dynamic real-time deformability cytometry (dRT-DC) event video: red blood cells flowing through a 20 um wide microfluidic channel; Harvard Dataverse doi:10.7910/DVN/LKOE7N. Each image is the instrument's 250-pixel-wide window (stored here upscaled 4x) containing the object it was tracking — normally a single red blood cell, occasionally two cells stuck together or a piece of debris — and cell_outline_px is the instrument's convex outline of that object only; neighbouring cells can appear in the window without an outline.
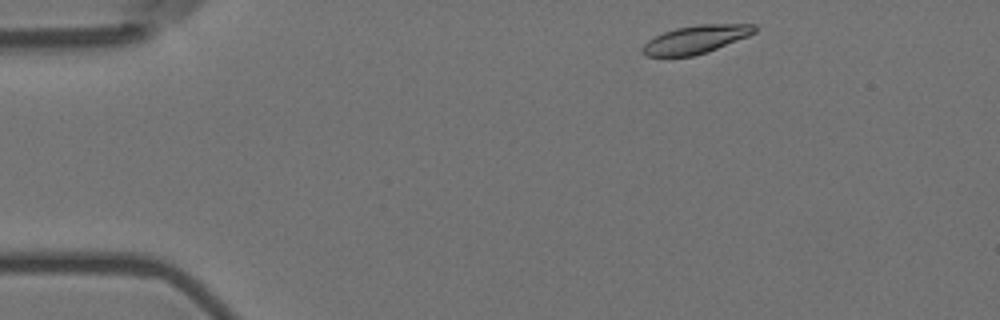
{"species": "Egyptian fruit bat (a non-hibernating species)", "species_latin": "Rousettus aegyptiacus", "temperature_condition": "room temperature", "stored_images_in_passage": 50, "camera_frame_rate_fps": 3000, "um_per_image_px": 0.085, "animal": {"sex": "female"}, "frame": {"image": 1, "passage_image": 2, "time_ms": 0.333, "image_size_px": [1000, 320], "cell_outline_px": [[756, 32], [748, 36], [708, 52], [692, 56], [644, 56], [640, 52], [640, 48], [648, 40], [664, 32], [676, 28], [700, 24], [756, 24]], "centroid_in_image_um": [59.13, 3.35], "position_along_channel_um": 25.9, "area_um2": 18.38}}
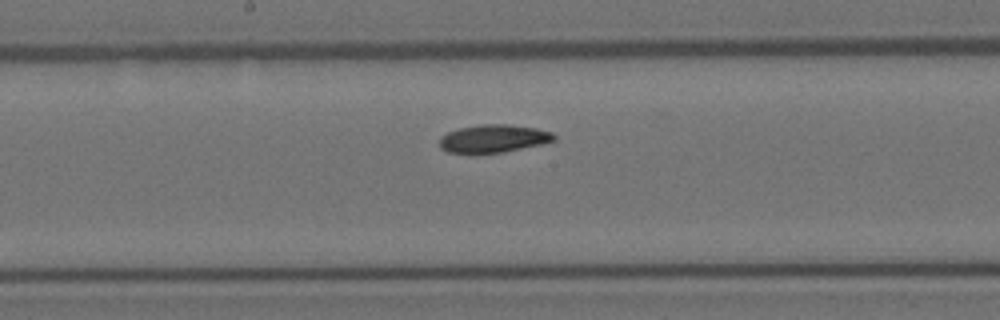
{"frame": {"image": 2, "passage_image": 23, "time_ms": 7.333, "image_size_px": [1000, 320], "cell_outline_px": [[556, 140], [540, 144], [504, 152], [468, 156], [448, 152], [440, 148], [440, 136], [448, 132], [460, 128], [480, 124], [512, 124], [536, 128], [552, 132], [556, 136]], "centroid_in_image_um": [41.89, 11.81], "position_along_channel_um": 206.3, "area_um2": 19.25}}
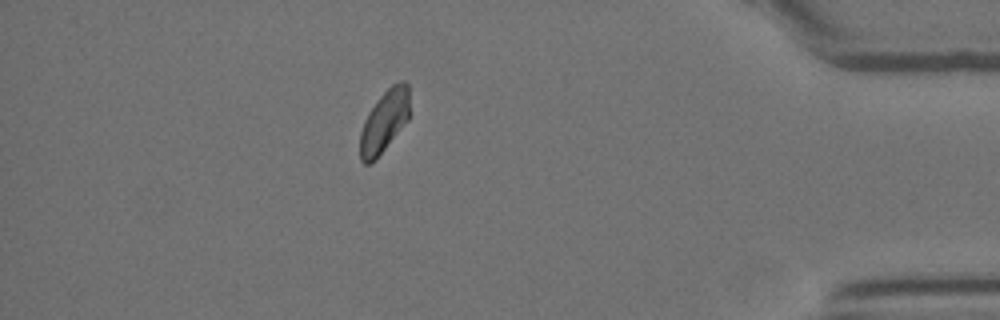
{"frame": {"image": 3, "passage_image": 43, "time_ms": 14.0, "image_size_px": [1000, 320], "cell_outline_px": [[408, 120], [376, 160], [368, 164], [364, 164], [360, 160], [360, 132], [364, 120], [368, 112], [380, 96], [392, 84], [400, 80], [404, 80], [408, 84]], "centroid_in_image_um": [32.64, 10.33], "position_along_channel_um": 402.6, "area_um2": 17.92}, "authors_computed_cell_mechanics": {"area_um2": 18.496, "velocity_mm_per_s": 3.581, "shape_relaxation_time_tau1_ms": 5.592, "shape_relaxation_time_tau2_ms": null, "deformation_change_tau1": 0.1256, "deformation_change_tau2": null}}